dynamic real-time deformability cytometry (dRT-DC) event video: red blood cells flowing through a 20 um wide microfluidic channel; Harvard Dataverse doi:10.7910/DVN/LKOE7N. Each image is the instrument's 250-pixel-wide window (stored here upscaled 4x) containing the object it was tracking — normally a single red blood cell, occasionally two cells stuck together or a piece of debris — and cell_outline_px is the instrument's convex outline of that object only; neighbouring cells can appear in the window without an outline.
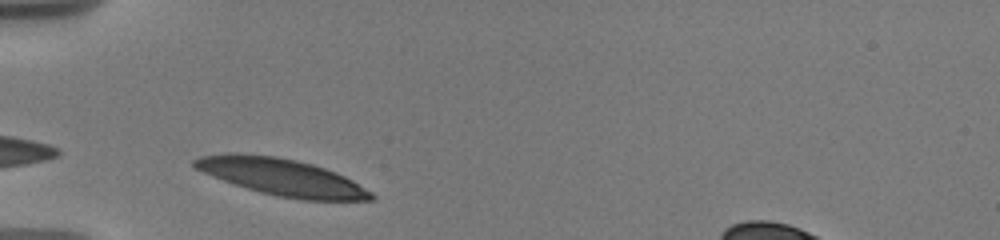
{"species": "human", "species_latin": "Homo sapiens", "temperature_condition": "warm", "stored_images_in_passage": 21, "camera_frame_rate_fps": 3000, "um_per_image_px": 0.085, "donor": {"sex": "male"}, "frame": {"image": 1, "passage_image": 2, "time_ms": 0.333, "image_size_px": [1000, 240], "cell_outline_px": [[376, 200], [304, 200], [280, 196], [260, 192], [212, 176], [196, 168], [192, 164], [192, 160], [200, 156], [224, 152], [240, 152], [276, 156], [296, 160], [312, 164], [336, 172], [352, 180], [372, 192], [376, 196]], "centroid_in_image_um": [23.95, 15.03], "position_along_channel_um": 61.1, "area_um2": 37.92}}
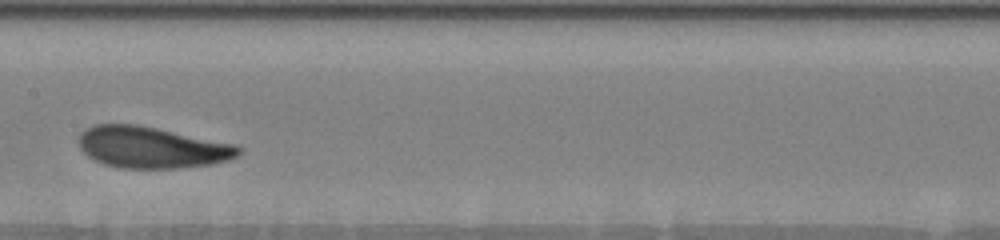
{"frame": {"image": 2, "passage_image": 10, "time_ms": 4.333, "image_size_px": [1000, 240], "cell_outline_px": [[240, 152], [236, 156], [228, 160], [212, 164], [176, 168], [120, 168], [104, 164], [92, 160], [80, 148], [80, 132], [84, 128], [96, 124], [136, 124], [236, 144], [240, 148]], "centroid_in_image_um": [12.86, 12.53], "position_along_channel_um": 194.5, "area_um2": 38.49}}
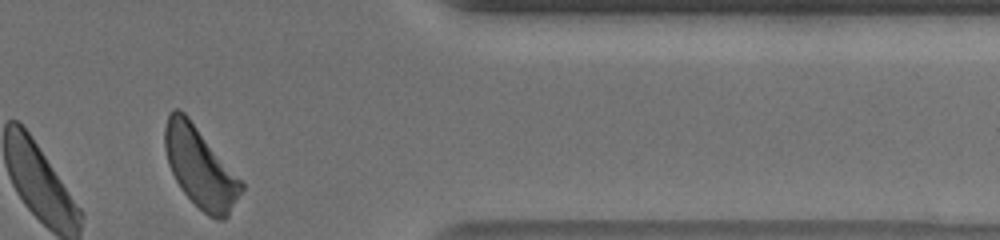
{"frame": {"image": 3, "passage_image": 21, "time_ms": 10.333, "image_size_px": [1000, 240], "cell_outline_px": [[244, 188], [228, 216], [224, 220], [216, 220], [208, 216], [180, 188], [168, 164], [164, 148], [164, 128], [168, 116], [172, 108], [180, 108], [188, 116], [244, 184]], "centroid_in_image_um": [16.99, 14.22], "position_along_channel_um": 394.4, "area_um2": 35.43}, "authors_computed_cell_mechanics": {"area_um2": 37.9168, "velocity_mm_per_s": 3.5601, "shape_relaxation_time_tau1_ms": 2.3523, "shape_relaxation_time_tau2_ms": 1.6141, "deformation_change_tau1": 0.1248, "deformation_change_tau2": 0.0916}}